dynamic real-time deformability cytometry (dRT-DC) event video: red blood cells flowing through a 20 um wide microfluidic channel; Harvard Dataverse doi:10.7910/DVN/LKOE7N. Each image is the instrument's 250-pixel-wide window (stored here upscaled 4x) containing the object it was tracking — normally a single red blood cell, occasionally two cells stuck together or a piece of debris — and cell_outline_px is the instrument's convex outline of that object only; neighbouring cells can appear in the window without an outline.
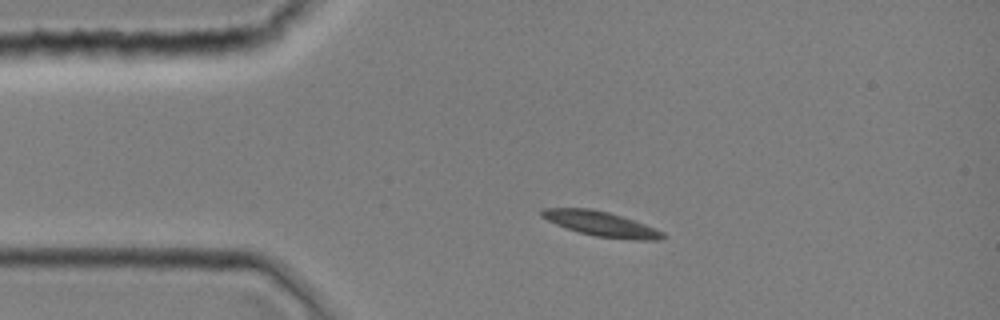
{"species": "common noctule bat (a hibernating species)", "species_latin": "Nyctalus noctula", "temperature_condition": "room temperature", "stored_images_in_passage": 2, "camera_frame_rate_fps": 3000, "um_per_image_px": 0.085, "animal": {"sex": "female", "body_mass_g": 19.0, "forearm_length_mm": 51.5}, "frame": {"image": 1, "passage_image": 1, "time_ms": 0.0, "image_size_px": [1000, 320], "cell_outline_px": [[664, 236], [660, 240], [636, 240], [596, 236], [580, 232], [556, 224], [540, 216], [540, 212], [544, 208], [592, 208], [608, 212], [644, 224], [664, 232]], "centroid_in_image_um": [51.08, 19.02], "position_along_channel_um": 33.9, "area_um2": 17.17}}